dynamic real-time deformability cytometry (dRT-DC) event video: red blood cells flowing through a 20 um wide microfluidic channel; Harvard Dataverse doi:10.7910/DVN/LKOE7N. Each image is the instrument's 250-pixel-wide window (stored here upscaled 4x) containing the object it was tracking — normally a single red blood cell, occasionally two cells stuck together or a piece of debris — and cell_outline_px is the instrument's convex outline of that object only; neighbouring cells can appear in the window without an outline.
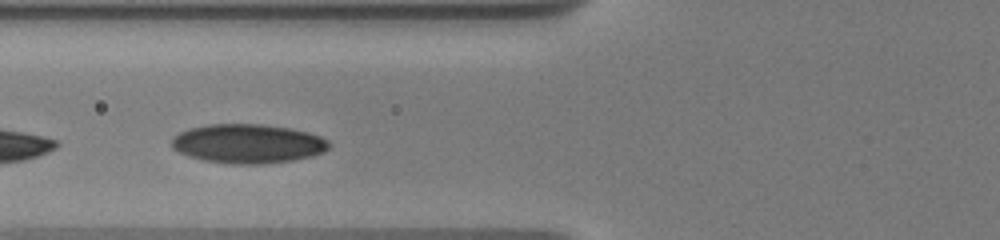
{"species": "human", "species_latin": "Homo sapiens", "temperature_condition": "warm", "stored_images_in_passage": 15, "camera_frame_rate_fps": 3000, "um_per_image_px": 0.085, "donor": {"sex": "male"}, "frame": {"image": 1, "passage_image": 6, "time_ms": 2.0, "image_size_px": [1000, 240], "cell_outline_px": [[328, 148], [324, 152], [312, 156], [292, 160], [264, 164], [232, 164], [204, 160], [188, 156], [172, 148], [172, 136], [188, 128], [208, 124], [260, 124], [288, 128], [308, 132], [320, 136], [328, 140]], "centroid_in_image_um": [21.05, 12.21], "position_along_channel_um": 104.8, "area_um2": 35.89}}
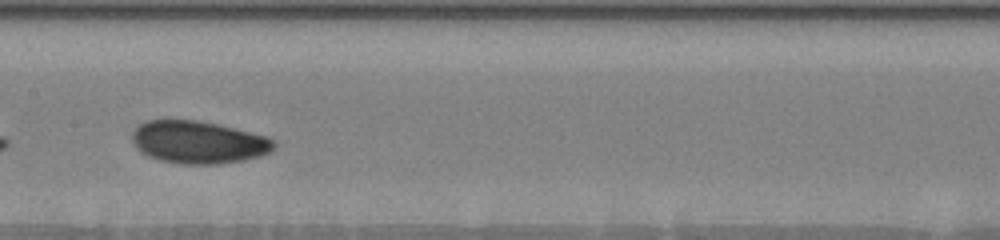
{"frame": {"image": 2, "passage_image": 14, "time_ms": 4.333, "image_size_px": [1000, 240], "cell_outline_px": [[276, 144], [268, 152], [260, 156], [244, 160], [220, 164], [180, 164], [160, 160], [148, 156], [140, 152], [136, 148], [132, 140], [132, 132], [144, 120], [168, 116], [196, 120], [220, 124], [264, 136], [272, 140]], "centroid_in_image_um": [16.76, 12.05], "position_along_channel_um": 190.6, "area_um2": 35.89}}